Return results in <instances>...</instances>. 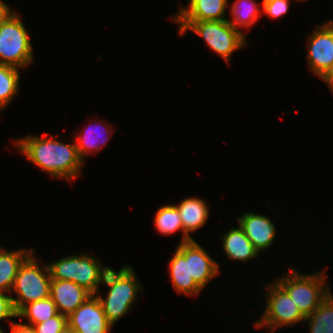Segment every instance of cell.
<instances>
[{
  "label": "cell",
  "instance_id": "cell-1",
  "mask_svg": "<svg viewBox=\"0 0 333 333\" xmlns=\"http://www.w3.org/2000/svg\"><path fill=\"white\" fill-rule=\"evenodd\" d=\"M41 137L28 134L18 138L14 144L29 162L48 173L52 178L64 179L70 183L82 174L84 161L80 158L75 142L64 143L53 135ZM54 137V139H53Z\"/></svg>",
  "mask_w": 333,
  "mask_h": 333
},
{
  "label": "cell",
  "instance_id": "cell-2",
  "mask_svg": "<svg viewBox=\"0 0 333 333\" xmlns=\"http://www.w3.org/2000/svg\"><path fill=\"white\" fill-rule=\"evenodd\" d=\"M136 275L132 266L127 264L119 268L118 272L110 267L104 276L102 285L105 284L108 287L106 298L101 297L100 290L96 296L102 304L108 321L113 326L132 311V305L138 299L139 292L143 291Z\"/></svg>",
  "mask_w": 333,
  "mask_h": 333
},
{
  "label": "cell",
  "instance_id": "cell-3",
  "mask_svg": "<svg viewBox=\"0 0 333 333\" xmlns=\"http://www.w3.org/2000/svg\"><path fill=\"white\" fill-rule=\"evenodd\" d=\"M178 35L192 31L201 37L207 46L226 63H230L233 52L246 47L249 42L244 31L235 29L227 20L223 21H174Z\"/></svg>",
  "mask_w": 333,
  "mask_h": 333
},
{
  "label": "cell",
  "instance_id": "cell-4",
  "mask_svg": "<svg viewBox=\"0 0 333 333\" xmlns=\"http://www.w3.org/2000/svg\"><path fill=\"white\" fill-rule=\"evenodd\" d=\"M325 268L314 273H300L291 268L287 274L274 279L293 299L300 312L309 316L332 292L326 283ZM327 284V285H326Z\"/></svg>",
  "mask_w": 333,
  "mask_h": 333
},
{
  "label": "cell",
  "instance_id": "cell-5",
  "mask_svg": "<svg viewBox=\"0 0 333 333\" xmlns=\"http://www.w3.org/2000/svg\"><path fill=\"white\" fill-rule=\"evenodd\" d=\"M52 280L72 281L96 295L104 276L110 268L89 253L63 256L47 264Z\"/></svg>",
  "mask_w": 333,
  "mask_h": 333
},
{
  "label": "cell",
  "instance_id": "cell-6",
  "mask_svg": "<svg viewBox=\"0 0 333 333\" xmlns=\"http://www.w3.org/2000/svg\"><path fill=\"white\" fill-rule=\"evenodd\" d=\"M33 251L18 268L11 293L13 306L18 312L27 303L50 296L51 275L47 264H41Z\"/></svg>",
  "mask_w": 333,
  "mask_h": 333
},
{
  "label": "cell",
  "instance_id": "cell-7",
  "mask_svg": "<svg viewBox=\"0 0 333 333\" xmlns=\"http://www.w3.org/2000/svg\"><path fill=\"white\" fill-rule=\"evenodd\" d=\"M13 12L0 26V64L22 70L34 62L31 37L21 17Z\"/></svg>",
  "mask_w": 333,
  "mask_h": 333
},
{
  "label": "cell",
  "instance_id": "cell-8",
  "mask_svg": "<svg viewBox=\"0 0 333 333\" xmlns=\"http://www.w3.org/2000/svg\"><path fill=\"white\" fill-rule=\"evenodd\" d=\"M266 304L262 317L254 324L256 329L268 328L273 333L283 326H294L304 323L305 316L300 312L297 305L289 294L274 280L264 286Z\"/></svg>",
  "mask_w": 333,
  "mask_h": 333
},
{
  "label": "cell",
  "instance_id": "cell-9",
  "mask_svg": "<svg viewBox=\"0 0 333 333\" xmlns=\"http://www.w3.org/2000/svg\"><path fill=\"white\" fill-rule=\"evenodd\" d=\"M307 38V66L314 75L322 78L333 65V21L315 27Z\"/></svg>",
  "mask_w": 333,
  "mask_h": 333
},
{
  "label": "cell",
  "instance_id": "cell-10",
  "mask_svg": "<svg viewBox=\"0 0 333 333\" xmlns=\"http://www.w3.org/2000/svg\"><path fill=\"white\" fill-rule=\"evenodd\" d=\"M67 323L76 333H111L113 327L96 295L90 296L70 313L67 316Z\"/></svg>",
  "mask_w": 333,
  "mask_h": 333
},
{
  "label": "cell",
  "instance_id": "cell-11",
  "mask_svg": "<svg viewBox=\"0 0 333 333\" xmlns=\"http://www.w3.org/2000/svg\"><path fill=\"white\" fill-rule=\"evenodd\" d=\"M175 248L189 259V278L194 279L202 289L220 274L219 263L196 240L179 243Z\"/></svg>",
  "mask_w": 333,
  "mask_h": 333
},
{
  "label": "cell",
  "instance_id": "cell-12",
  "mask_svg": "<svg viewBox=\"0 0 333 333\" xmlns=\"http://www.w3.org/2000/svg\"><path fill=\"white\" fill-rule=\"evenodd\" d=\"M237 222L259 254L274 243L276 226L266 215L249 211L238 217Z\"/></svg>",
  "mask_w": 333,
  "mask_h": 333
},
{
  "label": "cell",
  "instance_id": "cell-13",
  "mask_svg": "<svg viewBox=\"0 0 333 333\" xmlns=\"http://www.w3.org/2000/svg\"><path fill=\"white\" fill-rule=\"evenodd\" d=\"M172 17L173 21H223L227 20L229 0H188Z\"/></svg>",
  "mask_w": 333,
  "mask_h": 333
},
{
  "label": "cell",
  "instance_id": "cell-14",
  "mask_svg": "<svg viewBox=\"0 0 333 333\" xmlns=\"http://www.w3.org/2000/svg\"><path fill=\"white\" fill-rule=\"evenodd\" d=\"M50 296L56 304L58 312L68 316L92 294L72 281L52 280Z\"/></svg>",
  "mask_w": 333,
  "mask_h": 333
},
{
  "label": "cell",
  "instance_id": "cell-15",
  "mask_svg": "<svg viewBox=\"0 0 333 333\" xmlns=\"http://www.w3.org/2000/svg\"><path fill=\"white\" fill-rule=\"evenodd\" d=\"M95 118H97L95 119L97 122L95 121L92 124L90 122L87 127H84L83 131L81 130L80 133L76 134L74 140L79 156L84 162L89 154H97L99 150L108 145L110 135L113 133L110 124L103 123L104 120L102 119L98 121V117Z\"/></svg>",
  "mask_w": 333,
  "mask_h": 333
},
{
  "label": "cell",
  "instance_id": "cell-16",
  "mask_svg": "<svg viewBox=\"0 0 333 333\" xmlns=\"http://www.w3.org/2000/svg\"><path fill=\"white\" fill-rule=\"evenodd\" d=\"M207 204L205 199L191 196L175 205L180 214L184 233L191 240H193V237L190 234L206 225L210 213Z\"/></svg>",
  "mask_w": 333,
  "mask_h": 333
},
{
  "label": "cell",
  "instance_id": "cell-17",
  "mask_svg": "<svg viewBox=\"0 0 333 333\" xmlns=\"http://www.w3.org/2000/svg\"><path fill=\"white\" fill-rule=\"evenodd\" d=\"M220 240H222L223 250L229 260L246 263L259 256V252L254 248L252 242L239 224L237 228L231 227L228 232L220 236Z\"/></svg>",
  "mask_w": 333,
  "mask_h": 333
},
{
  "label": "cell",
  "instance_id": "cell-18",
  "mask_svg": "<svg viewBox=\"0 0 333 333\" xmlns=\"http://www.w3.org/2000/svg\"><path fill=\"white\" fill-rule=\"evenodd\" d=\"M169 275L173 288L178 293L187 296H199L202 289L194 279L189 278V259L176 248L172 258L169 261Z\"/></svg>",
  "mask_w": 333,
  "mask_h": 333
},
{
  "label": "cell",
  "instance_id": "cell-19",
  "mask_svg": "<svg viewBox=\"0 0 333 333\" xmlns=\"http://www.w3.org/2000/svg\"><path fill=\"white\" fill-rule=\"evenodd\" d=\"M33 251L32 248L10 251L0 247V291L11 294L18 268Z\"/></svg>",
  "mask_w": 333,
  "mask_h": 333
},
{
  "label": "cell",
  "instance_id": "cell-20",
  "mask_svg": "<svg viewBox=\"0 0 333 333\" xmlns=\"http://www.w3.org/2000/svg\"><path fill=\"white\" fill-rule=\"evenodd\" d=\"M229 7L232 19L227 21L239 31L241 28L249 31L262 15V3L255 0H235Z\"/></svg>",
  "mask_w": 333,
  "mask_h": 333
},
{
  "label": "cell",
  "instance_id": "cell-21",
  "mask_svg": "<svg viewBox=\"0 0 333 333\" xmlns=\"http://www.w3.org/2000/svg\"><path fill=\"white\" fill-rule=\"evenodd\" d=\"M154 228L162 235H171L181 231L182 237L179 243L191 241L184 233L183 225L175 204H168L159 207L154 216Z\"/></svg>",
  "mask_w": 333,
  "mask_h": 333
},
{
  "label": "cell",
  "instance_id": "cell-22",
  "mask_svg": "<svg viewBox=\"0 0 333 333\" xmlns=\"http://www.w3.org/2000/svg\"><path fill=\"white\" fill-rule=\"evenodd\" d=\"M309 333H333V295L327 298L305 318Z\"/></svg>",
  "mask_w": 333,
  "mask_h": 333
},
{
  "label": "cell",
  "instance_id": "cell-23",
  "mask_svg": "<svg viewBox=\"0 0 333 333\" xmlns=\"http://www.w3.org/2000/svg\"><path fill=\"white\" fill-rule=\"evenodd\" d=\"M56 304L51 296L38 300L32 303H27L18 312L17 318H25L29 321L27 325L34 326L35 324L45 322L58 314Z\"/></svg>",
  "mask_w": 333,
  "mask_h": 333
},
{
  "label": "cell",
  "instance_id": "cell-24",
  "mask_svg": "<svg viewBox=\"0 0 333 333\" xmlns=\"http://www.w3.org/2000/svg\"><path fill=\"white\" fill-rule=\"evenodd\" d=\"M20 70L10 65L0 64V113L10 106L19 92Z\"/></svg>",
  "mask_w": 333,
  "mask_h": 333
},
{
  "label": "cell",
  "instance_id": "cell-25",
  "mask_svg": "<svg viewBox=\"0 0 333 333\" xmlns=\"http://www.w3.org/2000/svg\"><path fill=\"white\" fill-rule=\"evenodd\" d=\"M289 0H262V15L272 19H279L287 14L290 3Z\"/></svg>",
  "mask_w": 333,
  "mask_h": 333
},
{
  "label": "cell",
  "instance_id": "cell-26",
  "mask_svg": "<svg viewBox=\"0 0 333 333\" xmlns=\"http://www.w3.org/2000/svg\"><path fill=\"white\" fill-rule=\"evenodd\" d=\"M67 316L58 313L56 316L49 318L45 322L34 325L37 333H60L66 326Z\"/></svg>",
  "mask_w": 333,
  "mask_h": 333
},
{
  "label": "cell",
  "instance_id": "cell-27",
  "mask_svg": "<svg viewBox=\"0 0 333 333\" xmlns=\"http://www.w3.org/2000/svg\"><path fill=\"white\" fill-rule=\"evenodd\" d=\"M17 312L14 309L12 294L0 291V321L4 319H10L9 326L14 320L11 318H16Z\"/></svg>",
  "mask_w": 333,
  "mask_h": 333
},
{
  "label": "cell",
  "instance_id": "cell-28",
  "mask_svg": "<svg viewBox=\"0 0 333 333\" xmlns=\"http://www.w3.org/2000/svg\"><path fill=\"white\" fill-rule=\"evenodd\" d=\"M11 333H37L34 326H30L24 323H18L17 321H13L10 325Z\"/></svg>",
  "mask_w": 333,
  "mask_h": 333
},
{
  "label": "cell",
  "instance_id": "cell-29",
  "mask_svg": "<svg viewBox=\"0 0 333 333\" xmlns=\"http://www.w3.org/2000/svg\"><path fill=\"white\" fill-rule=\"evenodd\" d=\"M14 10H12L5 1L0 0V26L10 16Z\"/></svg>",
  "mask_w": 333,
  "mask_h": 333
},
{
  "label": "cell",
  "instance_id": "cell-30",
  "mask_svg": "<svg viewBox=\"0 0 333 333\" xmlns=\"http://www.w3.org/2000/svg\"><path fill=\"white\" fill-rule=\"evenodd\" d=\"M321 79H322V81L325 82V84L330 89L331 93L333 94V65Z\"/></svg>",
  "mask_w": 333,
  "mask_h": 333
},
{
  "label": "cell",
  "instance_id": "cell-31",
  "mask_svg": "<svg viewBox=\"0 0 333 333\" xmlns=\"http://www.w3.org/2000/svg\"><path fill=\"white\" fill-rule=\"evenodd\" d=\"M60 333H76L73 328L68 325Z\"/></svg>",
  "mask_w": 333,
  "mask_h": 333
},
{
  "label": "cell",
  "instance_id": "cell-32",
  "mask_svg": "<svg viewBox=\"0 0 333 333\" xmlns=\"http://www.w3.org/2000/svg\"><path fill=\"white\" fill-rule=\"evenodd\" d=\"M0 333H6V332H4V330H2V328L0 327Z\"/></svg>",
  "mask_w": 333,
  "mask_h": 333
},
{
  "label": "cell",
  "instance_id": "cell-33",
  "mask_svg": "<svg viewBox=\"0 0 333 333\" xmlns=\"http://www.w3.org/2000/svg\"><path fill=\"white\" fill-rule=\"evenodd\" d=\"M295 1H299V2H301V1H302V2H304V1H307V0H295Z\"/></svg>",
  "mask_w": 333,
  "mask_h": 333
}]
</instances>
